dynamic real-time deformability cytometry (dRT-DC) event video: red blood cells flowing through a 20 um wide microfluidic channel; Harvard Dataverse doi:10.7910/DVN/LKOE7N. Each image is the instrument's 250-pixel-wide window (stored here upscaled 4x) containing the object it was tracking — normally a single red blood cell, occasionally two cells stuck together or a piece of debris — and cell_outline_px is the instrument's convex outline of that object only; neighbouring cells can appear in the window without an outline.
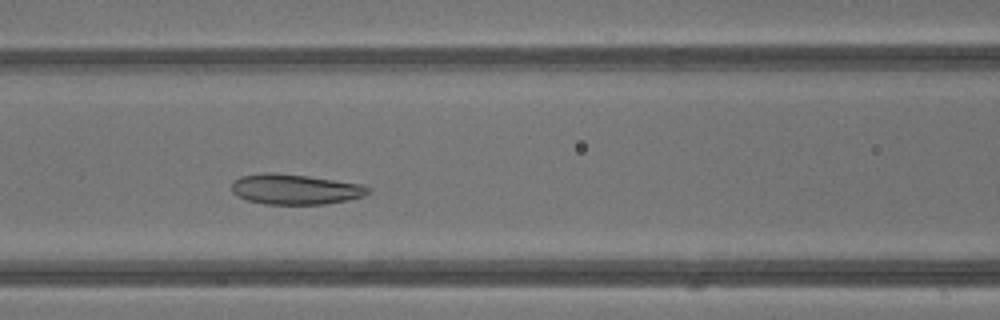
{"species": "common noctule bat (a hibernating species)", "species_latin": "Nyctalus noctula", "temperature_condition": "warm", "stored_images_in_passage": 36, "camera_frame_rate_fps": 3000, "um_per_image_px": 0.085, "animal": {"sex": "male", "body_mass_g": 13.3}, "frame": {"image": 1, "passage_image": 12, "time_ms": 3.667, "image_size_px": [1000, 320], "cell_outline_px": [[372, 192], [364, 196], [348, 200], [324, 204], [264, 204], [248, 200], [232, 192], [232, 180], [240, 176], [264, 172], [276, 172], [308, 176], [364, 184], [372, 188]], "centroid_in_image_um": [25.13, 16.07], "position_along_channel_um": 141.5, "area_um2": 24.39}}
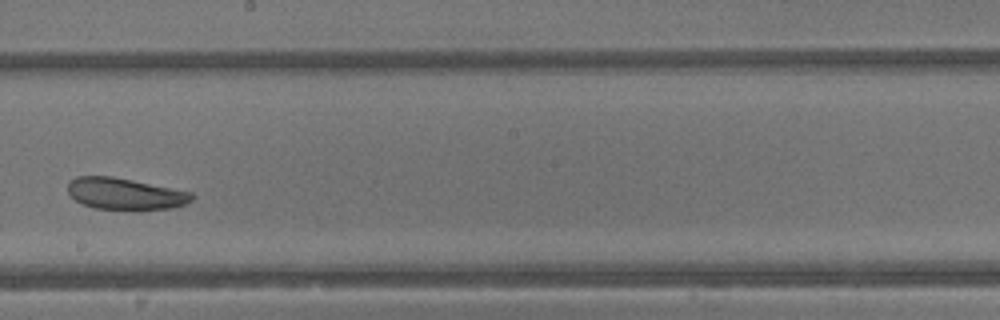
{"frame": {"image": 2, "passage_image": 18, "time_ms": 5.667, "image_size_px": [1000, 320], "cell_outline_px": [[196, 196], [192, 200], [184, 204], [172, 208], [136, 212], [132, 212], [96, 208], [84, 204], [76, 200], [68, 192], [68, 184], [76, 176], [112, 176], [192, 192]], "centroid_in_image_um": [10.68, 16.51], "position_along_channel_um": 237.5, "area_um2": 23.35}}
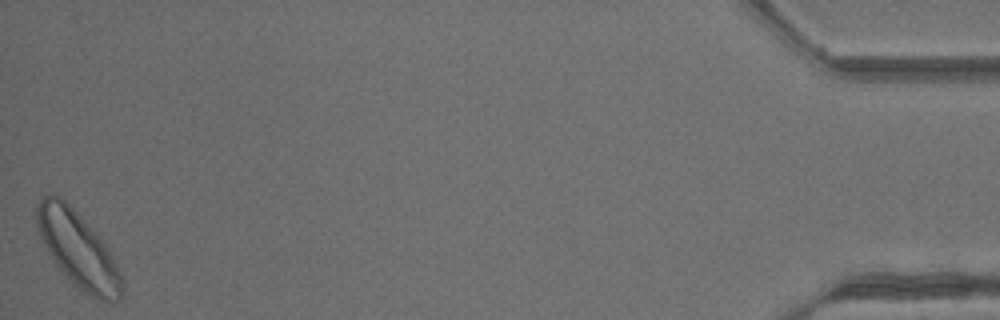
{"frame": {"image": 3, "passage_image": 36, "time_ms": 11.667, "image_size_px": [1000, 320], "cell_outline_px": [[120, 300], [112, 304], [100, 300], [76, 288], [72, 284], [56, 264], [48, 252], [36, 232], [36, 204], [48, 192], [52, 192], [60, 196], [100, 236], [108, 248], [112, 256], [120, 276]], "centroid_in_image_um": [6.57, 21.18], "position_along_channel_um": 428.6, "area_um2": 37.45}}